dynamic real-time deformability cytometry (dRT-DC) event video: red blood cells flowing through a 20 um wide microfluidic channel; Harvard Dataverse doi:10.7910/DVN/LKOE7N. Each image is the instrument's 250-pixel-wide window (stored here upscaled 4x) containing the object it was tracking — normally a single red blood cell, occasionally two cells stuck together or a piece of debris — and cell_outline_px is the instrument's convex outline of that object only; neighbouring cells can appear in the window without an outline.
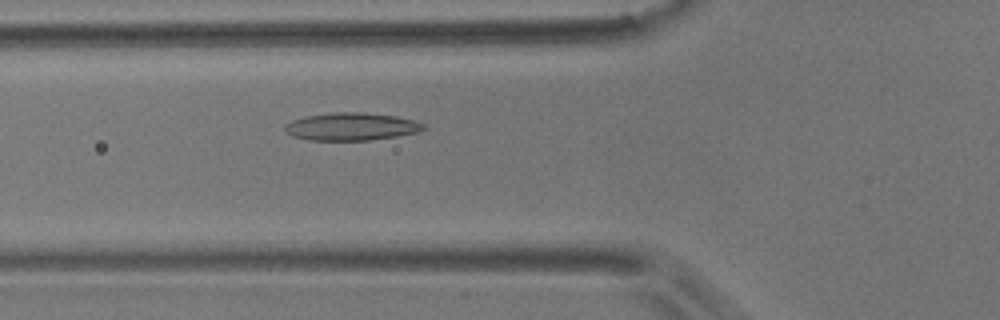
{"species": "common noctule bat (a hibernating species)", "species_latin": "Nyctalus noctula", "temperature_condition": "room temperature", "stored_images_in_passage": 54, "camera_frame_rate_fps": 3000, "um_per_image_px": 0.085, "animal": {"sex": "male", "body_mass_g": 17.9}, "frame": {"image": 1, "passage_image": 18, "time_ms": 5.667, "image_size_px": [1000, 320], "cell_outline_px": [[428, 128], [420, 132], [372, 140], [308, 140], [292, 136], [284, 128], [284, 124], [292, 120], [304, 116], [336, 112], [364, 112], [396, 116], [412, 120], [424, 124]], "centroid_in_image_um": [29.88, 10.76], "position_along_channel_um": 95.9, "area_um2": 22.48}}
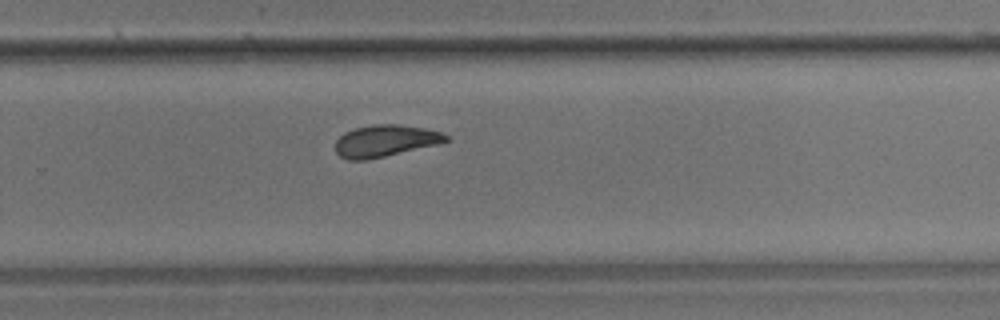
{"frame": {"image": 2, "passage_image": 35, "time_ms": 11.333, "image_size_px": [1000, 320], "cell_outline_px": [[448, 140], [436, 144], [368, 160], [348, 160], [340, 156], [336, 152], [336, 140], [344, 132], [356, 128], [372, 124], [396, 124], [424, 128], [440, 132], [448, 136]], "centroid_in_image_um": [32.69, 11.97], "position_along_channel_um": 297.1, "area_um2": 20.23}}
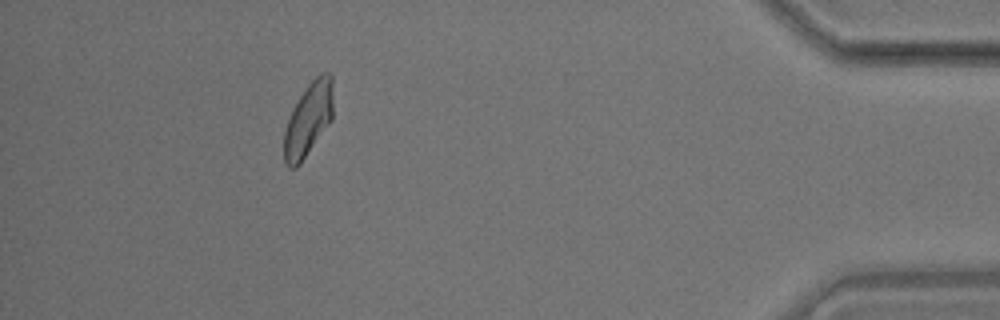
{"frame": {"image": 3, "passage_image": 49, "time_ms": 16.0, "image_size_px": [1000, 320], "cell_outline_px": [[332, 120], [300, 164], [296, 168], [288, 168], [284, 160], [284, 132], [292, 108], [308, 84], [320, 72], [328, 72], [332, 76]], "centroid_in_image_um": [26.21, 10.15], "position_along_channel_um": 409.0, "area_um2": 20.98}, "authors_computed_cell_mechanics": {"area_um2": 20.9814, "velocity_mm_per_s": 3.55, "shape_relaxation_time_tau1_ms": 9.3623, "shape_relaxation_time_tau2_ms": 2.9258, "deformation_change_tau1": 0.1923, "deformation_change_tau2": 0.1014}}